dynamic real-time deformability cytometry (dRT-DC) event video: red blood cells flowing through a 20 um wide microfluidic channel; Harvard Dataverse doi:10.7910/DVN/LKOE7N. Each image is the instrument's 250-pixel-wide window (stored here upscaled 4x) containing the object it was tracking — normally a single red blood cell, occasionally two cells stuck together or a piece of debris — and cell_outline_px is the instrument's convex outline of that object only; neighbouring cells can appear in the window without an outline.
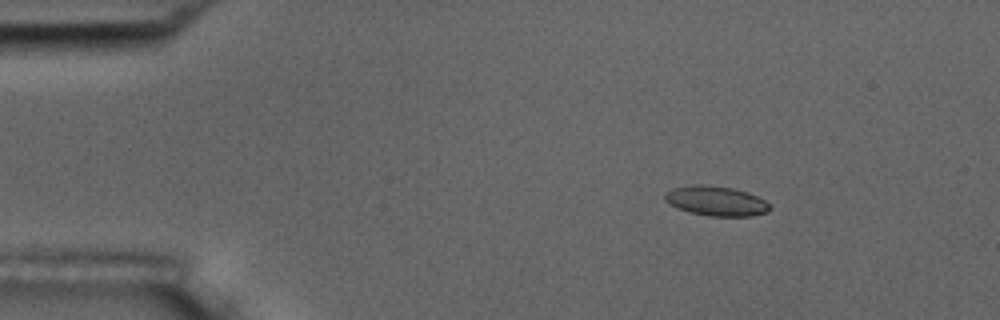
{"species": "common noctule bat (a hibernating species)", "species_latin": "Nyctalus noctula", "temperature_condition": "room temperature", "stored_images_in_passage": 6, "camera_frame_rate_fps": 3000, "um_per_image_px": 0.085, "animal": {"sex": "male", "body_mass_g": 17.5, "forearm_length_mm": 52.3}, "frame": {"image": 1, "passage_image": 3, "time_ms": 2.333, "image_size_px": [1000, 320], "cell_outline_px": [[772, 208], [768, 212], [752, 216], [708, 216], [688, 212], [664, 200], [664, 196], [672, 188], [692, 184], [700, 184], [732, 188], [748, 192], [764, 200]], "centroid_in_image_um": [60.89, 17.08], "position_along_channel_um": 24.1, "area_um2": 18.09}}
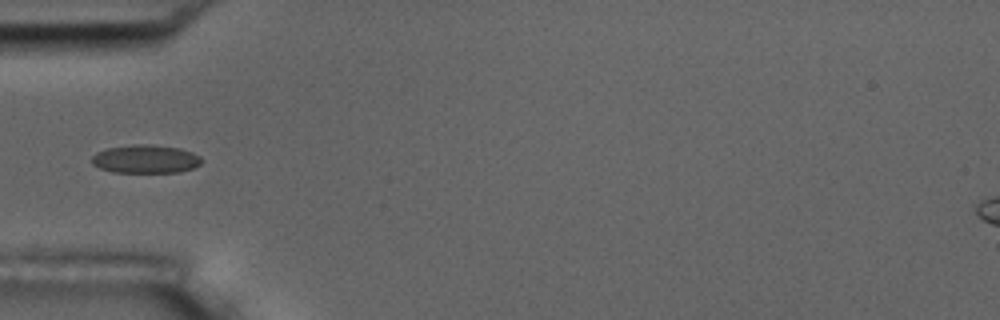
{"frame": {"image": 2, "passage_image": 6, "time_ms": 5.667, "image_size_px": [1000, 320], "cell_outline_px": [[204, 160], [200, 164], [192, 168], [180, 172], [112, 172], [100, 168], [92, 164], [92, 156], [96, 152], [104, 148], [132, 144], [152, 144], [180, 148], [192, 152], [200, 156]], "centroid_in_image_um": [12.37, 13.5], "position_along_channel_um": 72.6, "area_um2": 18.38}}